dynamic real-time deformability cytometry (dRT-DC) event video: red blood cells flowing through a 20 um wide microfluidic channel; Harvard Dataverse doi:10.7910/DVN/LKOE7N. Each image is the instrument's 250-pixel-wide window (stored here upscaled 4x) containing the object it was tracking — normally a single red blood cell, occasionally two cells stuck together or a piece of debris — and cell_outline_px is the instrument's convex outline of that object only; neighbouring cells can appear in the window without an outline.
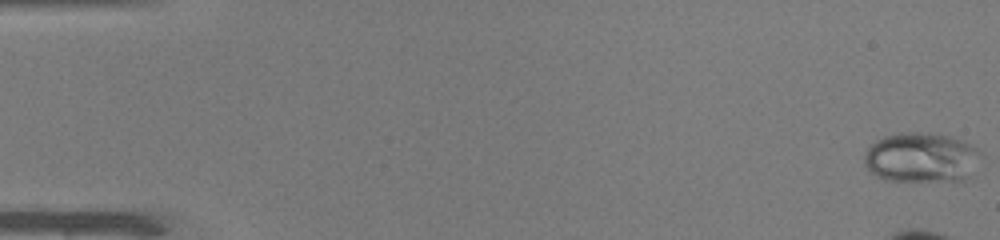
{"species": "common noctule bat (a hibernating species)", "species_latin": "Nyctalus noctula", "temperature_condition": "warm", "stored_images_in_passage": 50, "camera_frame_rate_fps": 3000, "um_per_image_px": 0.085, "animal": {"sex": "male", "body_mass_g": 19.0, "forearm_length_mm": 50.8}, "frame": {"image": 1, "passage_image": 1, "time_ms": 0.0, "image_size_px": [1000, 240], "cell_outline_px": [[980, 152], [964, 176], [960, 180], [888, 180], [876, 176], [864, 164], [864, 156], [868, 148], [876, 140], [884, 136], [900, 132], [920, 132], [948, 136], [972, 144]], "centroid_in_image_um": [78.19, 13.35], "position_along_channel_um": 6.8, "area_um2": 32.71}}
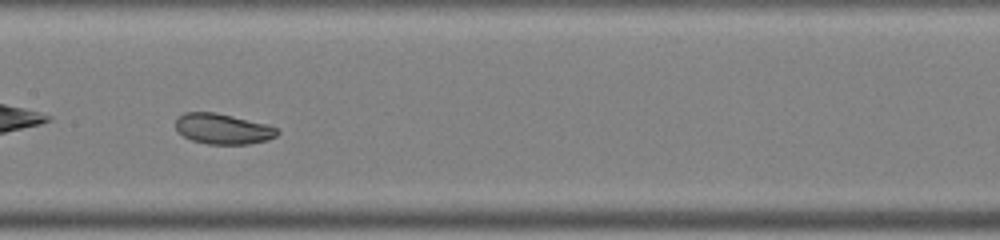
{"frame": {"image": 2, "passage_image": 27, "time_ms": 8.667, "image_size_px": [1000, 240], "cell_outline_px": [[280, 132], [276, 136], [268, 140], [248, 144], [208, 144], [192, 140], [184, 136], [176, 128], [176, 120], [184, 112], [216, 112], [264, 124], [276, 128]], "centroid_in_image_um": [18.94, 10.96], "position_along_channel_um": 188.5, "area_um2": 17.8}}
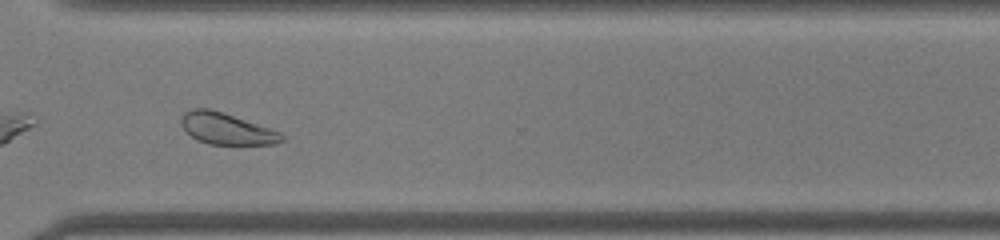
{"frame": {"image": 3, "passage_image": 39, "time_ms": 12.667, "image_size_px": [1000, 240], "cell_outline_px": [[284, 140], [276, 144], [208, 144], [196, 140], [180, 124], [180, 120], [184, 112], [192, 108], [208, 108], [280, 132], [284, 136]], "centroid_in_image_um": [19.21, 10.95], "position_along_channel_um": 351.4, "area_um2": 18.03}, "authors_computed_cell_mechanics": {"area_um2": 23.0044, "velocity_mm_per_s": 4.0522, "shape_relaxation_time_tau1_ms": 2.8392, "shape_relaxation_time_tau2_ms": null, "deformation_change_tau1": 0.0495, "deformation_change_tau2": null}}